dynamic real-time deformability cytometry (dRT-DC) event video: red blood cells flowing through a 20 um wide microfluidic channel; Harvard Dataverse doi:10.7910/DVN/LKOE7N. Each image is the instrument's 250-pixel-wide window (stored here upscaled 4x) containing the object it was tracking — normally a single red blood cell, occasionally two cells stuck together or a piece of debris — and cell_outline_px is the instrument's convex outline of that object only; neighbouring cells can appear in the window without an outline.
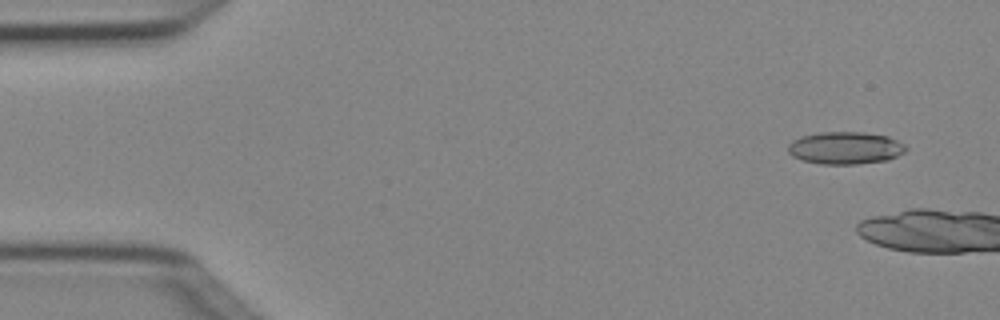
{"species": "Egyptian fruit bat (a non-hibernating species)", "species_latin": "Rousettus aegyptiacus", "temperature_condition": "cold", "stored_images_in_passage": 3, "camera_frame_rate_fps": 3000, "um_per_image_px": 0.085, "animal": {"sex": "female"}, "frame": {"image": 1, "passage_image": 1, "time_ms": 0.0, "image_size_px": [1000, 320], "cell_outline_px": [[908, 148], [904, 152], [888, 160], [856, 164], [820, 164], [804, 160], [792, 156], [788, 152], [788, 144], [792, 140], [800, 136], [820, 132], [864, 132], [888, 136], [904, 144]], "centroid_in_image_um": [71.84, 12.57], "position_along_channel_um": 13.2, "area_um2": 22.31}}